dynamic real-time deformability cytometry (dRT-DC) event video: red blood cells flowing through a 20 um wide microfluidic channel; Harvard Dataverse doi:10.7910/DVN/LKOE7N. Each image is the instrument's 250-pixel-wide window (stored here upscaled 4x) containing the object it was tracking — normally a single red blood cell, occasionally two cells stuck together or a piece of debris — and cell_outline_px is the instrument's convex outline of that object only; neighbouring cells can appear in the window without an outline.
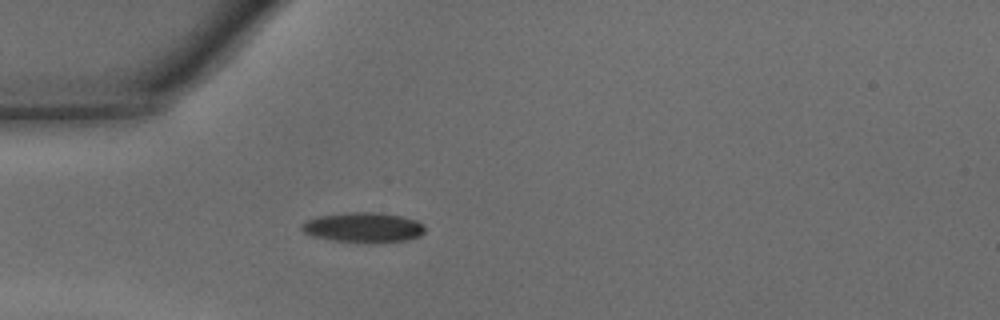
{"species": "common noctule bat (a hibernating species)", "species_latin": "Nyctalus noctula", "temperature_condition": "warm", "stored_images_in_passage": 36, "camera_frame_rate_fps": 3000, "um_per_image_px": 0.085, "animal": {"sex": "male", "body_mass_g": 15.6}, "frame": {"image": 1, "passage_image": 6, "time_ms": 1.667, "image_size_px": [1000, 320], "cell_outline_px": [[424, 232], [420, 236], [408, 240], [380, 244], [364, 244], [332, 240], [312, 236], [304, 232], [300, 228], [300, 224], [316, 216], [348, 212], [372, 212], [400, 216], [416, 220], [424, 228]], "centroid_in_image_um": [30.86, 19.36], "position_along_channel_um": 54.1, "area_um2": 21.96}}
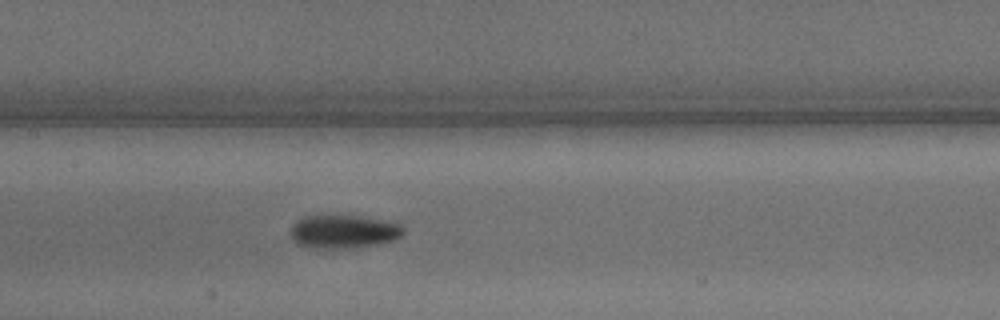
{"frame": {"image": 2, "passage_image": 15, "time_ms": 4.667, "image_size_px": [1000, 320], "cell_outline_px": [[404, 232], [400, 236], [392, 240], [376, 244], [348, 248], [308, 248], [296, 244], [292, 236], [292, 224], [296, 220], [304, 216], [360, 216], [400, 224], [404, 228]], "centroid_in_image_um": [29.16, 19.69], "position_along_channel_um": 178.2, "area_um2": 21.68}}
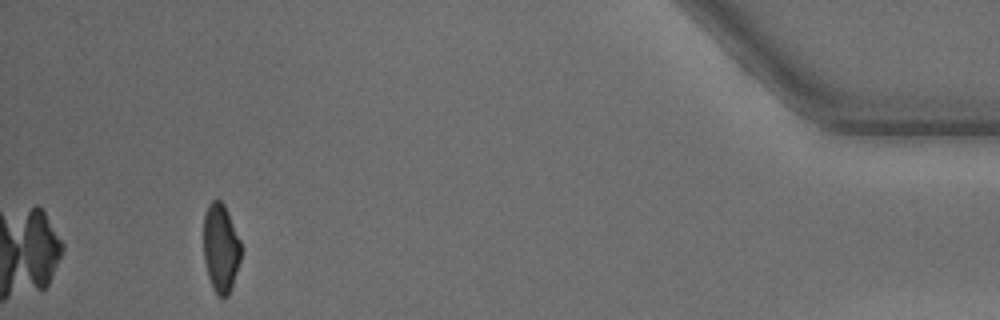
{"frame": {"image": 3, "passage_image": 36, "time_ms": 11.667, "image_size_px": [1000, 320], "cell_outline_px": [[240, 260], [228, 296], [224, 300], [216, 296], [212, 288], [208, 276], [204, 260], [204, 216], [208, 204], [212, 200], [220, 200], [224, 204], [228, 212], [240, 240]], "centroid_in_image_um": [18.75, 21.11], "position_along_channel_um": 416.5, "area_um2": 19.36}, "authors_computed_cell_mechanics": {"area_um2": 21.1548, "velocity_mm_per_s": 4.3633, "shape_relaxation_time_tau1_ms": 4.3717, "shape_relaxation_time_tau2_ms": 2.7922, "deformation_change_tau1": 0.1605, "deformation_change_tau2": 0.0809}}